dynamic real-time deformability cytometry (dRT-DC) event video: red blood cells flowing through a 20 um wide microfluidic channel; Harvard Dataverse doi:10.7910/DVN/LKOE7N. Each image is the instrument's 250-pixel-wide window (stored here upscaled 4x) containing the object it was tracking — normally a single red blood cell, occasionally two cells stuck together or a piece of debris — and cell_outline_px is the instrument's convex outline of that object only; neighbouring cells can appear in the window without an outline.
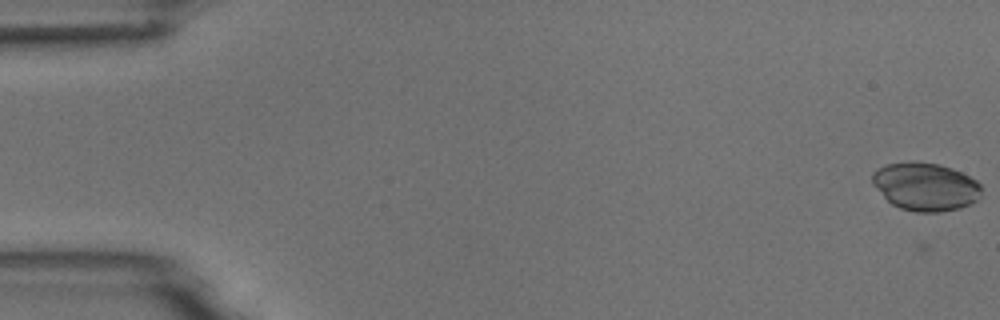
{"species": "common noctule bat (a hibernating species)", "species_latin": "Nyctalus noctula", "temperature_condition": "room temperature", "stored_images_in_passage": 6, "camera_frame_rate_fps": 3000, "um_per_image_px": 0.085, "animal": {"sex": "male", "body_mass_g": 18.8}, "frame": {"image": 1, "passage_image": 1, "time_ms": 0.0, "image_size_px": [1000, 320], "cell_outline_px": [[980, 196], [976, 200], [960, 208], [940, 212], [916, 212], [900, 208], [892, 204], [872, 184], [872, 172], [876, 168], [888, 164], [912, 160], [936, 164], [952, 168], [976, 180], [980, 184]], "centroid_in_image_um": [78.63, 15.85], "position_along_channel_um": 6.4, "area_um2": 30.52}}